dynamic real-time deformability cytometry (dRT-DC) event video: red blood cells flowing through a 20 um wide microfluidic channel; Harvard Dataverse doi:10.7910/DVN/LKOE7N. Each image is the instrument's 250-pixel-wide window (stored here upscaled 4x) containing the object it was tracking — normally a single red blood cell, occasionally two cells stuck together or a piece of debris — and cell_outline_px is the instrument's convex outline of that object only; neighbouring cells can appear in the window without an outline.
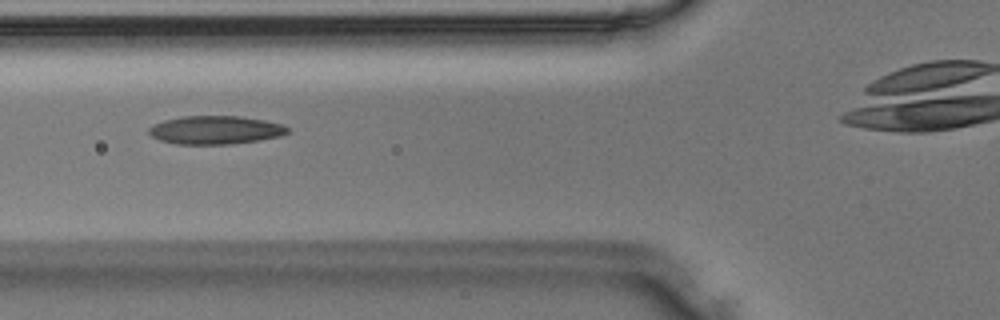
{"species": "Egyptian fruit bat (a non-hibernating species)", "species_latin": "Rousettus aegyptiacus", "temperature_condition": "room temperature", "stored_images_in_passage": 37, "camera_frame_rate_fps": 3000, "um_per_image_px": 0.085, "animal": {"sex": "male"}, "frame": {"image": 1, "passage_image": 13, "time_ms": 4.0, "image_size_px": [1000, 320], "cell_outline_px": [[288, 132], [280, 136], [260, 140], [228, 144], [176, 144], [160, 140], [152, 136], [148, 132], [148, 128], [164, 120], [180, 116], [240, 116], [264, 120], [280, 124], [288, 128]], "centroid_in_image_um": [18.29, 11.05], "position_along_channel_um": 107.5, "area_um2": 22.77}}
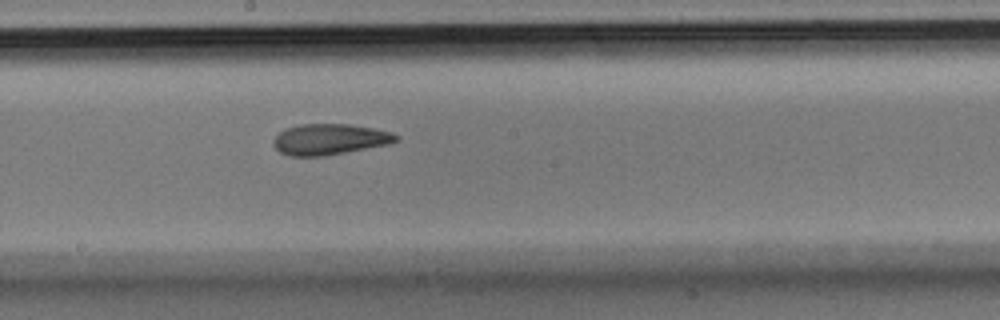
{"frame": {"image": 2, "passage_image": 21, "time_ms": 6.667, "image_size_px": [1000, 320], "cell_outline_px": [[400, 140], [388, 144], [344, 152], [320, 156], [288, 156], [280, 152], [272, 144], [272, 140], [284, 128], [300, 124], [348, 124], [372, 128], [392, 132], [400, 136]], "centroid_in_image_um": [28.0, 11.83], "position_along_channel_um": 220.2, "area_um2": 22.02}}
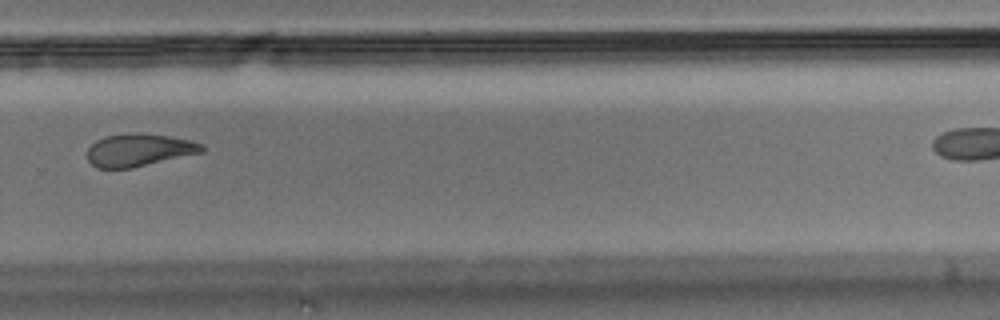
{"frame": {"image": 3, "passage_image": 28, "time_ms": 9.0, "image_size_px": [1000, 320], "cell_outline_px": [[204, 152], [132, 168], [96, 168], [88, 160], [88, 148], [96, 140], [104, 136], [136, 132], [168, 136], [192, 140], [204, 144]], "centroid_in_image_um": [11.84, 12.75], "position_along_channel_um": 318.0, "area_um2": 21.91}}